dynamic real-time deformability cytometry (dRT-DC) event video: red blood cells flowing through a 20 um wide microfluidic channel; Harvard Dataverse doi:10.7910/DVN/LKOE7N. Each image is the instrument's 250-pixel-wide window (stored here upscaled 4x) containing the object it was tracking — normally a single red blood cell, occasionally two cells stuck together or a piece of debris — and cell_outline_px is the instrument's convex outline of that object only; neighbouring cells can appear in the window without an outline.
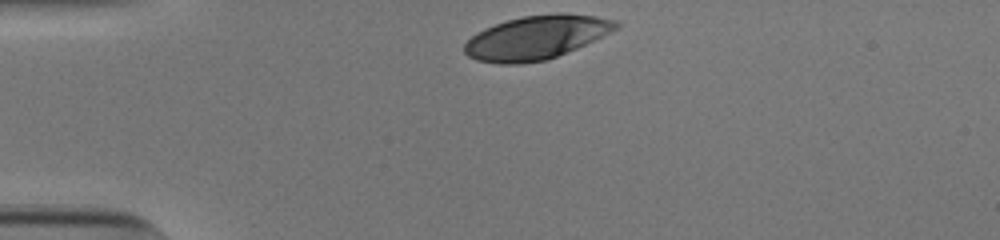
{"species": "human", "species_latin": "Homo sapiens", "temperature_condition": "cold", "stored_images_in_passage": 32, "camera_frame_rate_fps": 3000, "um_per_image_px": 0.085, "donor": {"sex": "male"}, "frame": {"image": 1, "passage_image": 1, "time_ms": 0.0, "image_size_px": [1000, 240], "cell_outline_px": [[620, 28], [576, 48], [556, 56], [544, 60], [520, 64], [496, 64], [476, 60], [468, 56], [464, 52], [464, 44], [476, 32], [484, 28], [508, 20], [524, 16], [556, 12], [564, 12], [596, 16], [616, 20], [620, 24]], "centroid_in_image_um": [45.59, 3.17], "position_along_channel_um": 39.4, "area_um2": 38.67}}
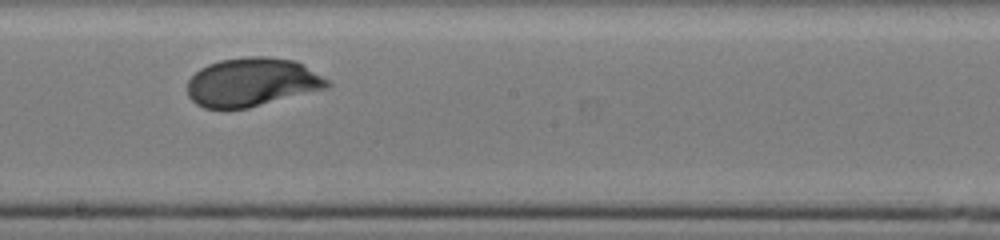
{"frame": {"image": 2, "passage_image": 19, "time_ms": 6.0, "image_size_px": [1000, 240], "cell_outline_px": [[332, 84], [328, 88], [248, 108], [204, 108], [196, 104], [188, 96], [188, 80], [200, 68], [208, 64], [220, 60], [248, 56], [268, 56], [296, 60], [328, 80]], "centroid_in_image_um": [21.42, 6.98], "position_along_channel_um": 226.8, "area_um2": 39.65}}
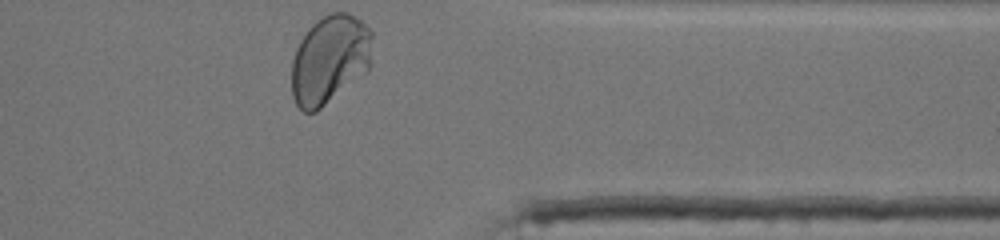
{"frame": {"image": 3, "passage_image": 32, "time_ms": 10.333, "image_size_px": [1000, 240], "cell_outline_px": [[372, 64], [364, 72], [316, 112], [304, 112], [296, 104], [292, 96], [292, 60], [296, 48], [300, 40], [308, 28], [316, 20], [328, 12], [348, 12], [360, 20], [372, 32]], "centroid_in_image_um": [28.02, 5.02], "position_along_channel_um": 383.4, "area_um2": 41.73}, "authors_computed_cell_mechanics": {"area_um2": 39.4196, "velocity_mm_per_s": 3.7928, "shape_relaxation_time_tau1_ms": 2.9986, "shape_relaxation_time_tau2_ms": null, "deformation_change_tau1": 0.1596, "deformation_change_tau2": null}}